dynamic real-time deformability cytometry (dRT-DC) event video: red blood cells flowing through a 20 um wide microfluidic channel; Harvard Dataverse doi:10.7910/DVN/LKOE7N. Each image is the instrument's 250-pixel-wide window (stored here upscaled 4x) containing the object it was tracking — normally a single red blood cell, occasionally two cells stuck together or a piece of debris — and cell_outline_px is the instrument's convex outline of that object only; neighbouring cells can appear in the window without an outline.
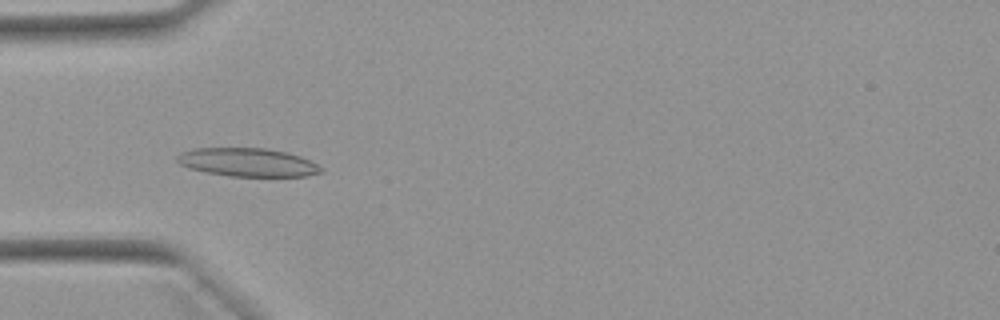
{"species": "Egyptian fruit bat (a non-hibernating species)", "species_latin": "Rousettus aegyptiacus", "temperature_condition": "warm", "stored_images_in_passage": 51, "camera_frame_rate_fps": 3000, "um_per_image_px": 0.085, "animal": {"sex": "female"}, "frame": {"image": 1, "passage_image": 16, "time_ms": 5.0, "image_size_px": [1000, 320], "cell_outline_px": [[324, 172], [308, 176], [228, 176], [204, 172], [188, 168], [180, 164], [176, 160], [176, 156], [180, 152], [192, 148], [268, 148], [288, 152], [300, 156], [324, 168]], "centroid_in_image_um": [21.04, 13.79], "position_along_channel_um": 64.0, "area_um2": 24.1}}
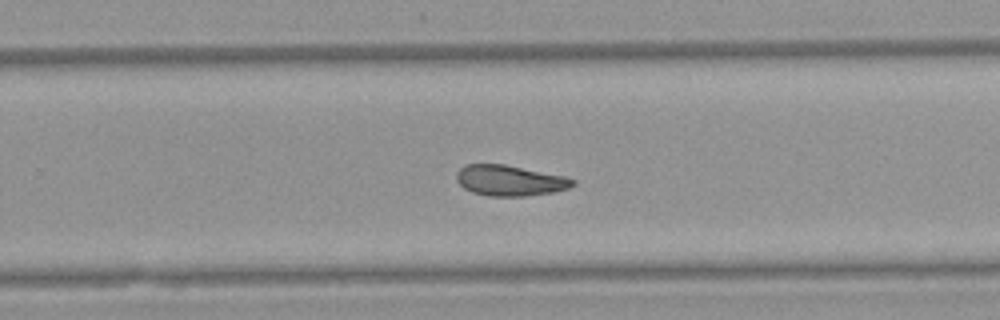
{"frame": {"image": 2, "passage_image": 33, "time_ms": 10.667, "image_size_px": [1000, 320], "cell_outline_px": [[576, 184], [568, 188], [552, 192], [524, 196], [488, 196], [472, 192], [464, 188], [456, 180], [456, 172], [464, 164], [504, 164], [564, 176], [576, 180]], "centroid_in_image_um": [43.31, 15.34], "position_along_channel_um": 286.5, "area_um2": 20.75}}
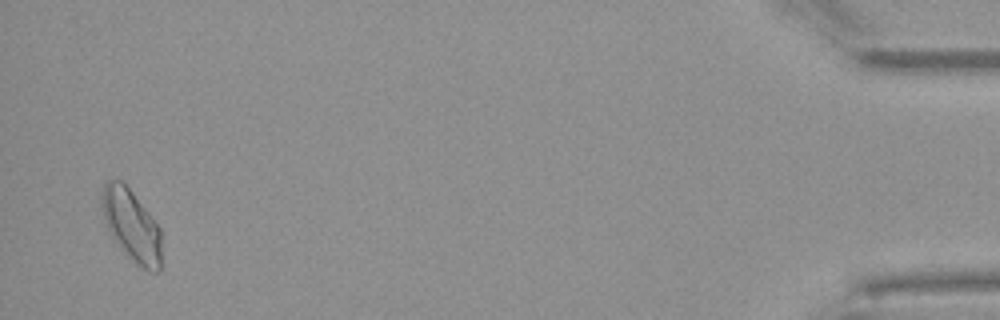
{"frame": {"image": 3, "passage_image": 50, "time_ms": 16.333, "image_size_px": [1000, 320], "cell_outline_px": [[160, 268], [156, 272], [152, 272], [136, 264], [128, 256], [112, 236], [104, 220], [100, 208], [100, 192], [104, 184], [108, 180], [120, 180], [132, 192], [148, 212], [160, 228]], "centroid_in_image_um": [11.14, 19.12], "position_along_channel_um": 424.1, "area_um2": 24.62}, "authors_computed_cell_mechanics": {"area_um2": 22.0796, "velocity_mm_per_s": 3.9542, "shape_relaxation_time_tau1_ms": null, "shape_relaxation_time_tau2_ms": 4.993, "deformation_change_tau1": null, "deformation_change_tau2": 0.128}}